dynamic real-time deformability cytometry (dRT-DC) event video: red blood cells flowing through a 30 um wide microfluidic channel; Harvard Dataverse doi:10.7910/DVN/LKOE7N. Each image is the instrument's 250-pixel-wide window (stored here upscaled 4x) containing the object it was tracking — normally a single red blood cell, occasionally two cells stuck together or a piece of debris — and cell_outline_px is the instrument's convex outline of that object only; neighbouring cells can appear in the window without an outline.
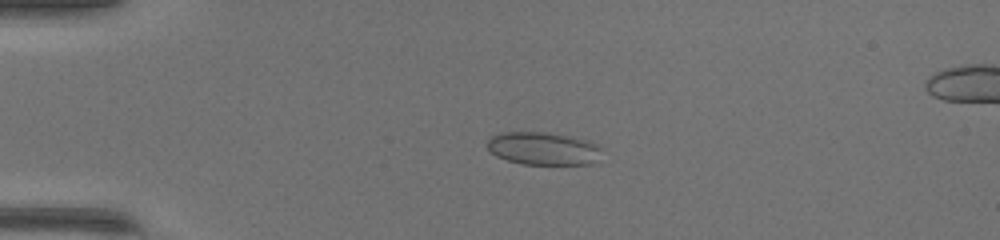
{"species": "common noctule bat (a hibernating species)", "species_latin": "Nyctalus noctula", "temperature_condition": "warm", "stored_images_in_passage": 50, "camera_frame_rate_fps": 3000, "um_per_image_px": 0.085, "animal": {"sex": "female", "body_mass_g": 17.0, "forearm_length_mm": 48.0}, "frame": {"image": 1, "passage_image": 13, "time_ms": 4.0, "image_size_px": [1000, 240], "cell_outline_px": [[604, 148], [592, 164], [524, 164], [508, 160], [496, 156], [488, 148], [488, 140], [492, 136], [504, 132], [540, 132], [588, 140]], "centroid_in_image_um": [46.18, 12.63], "position_along_channel_um": 38.8, "area_um2": 21.56}}
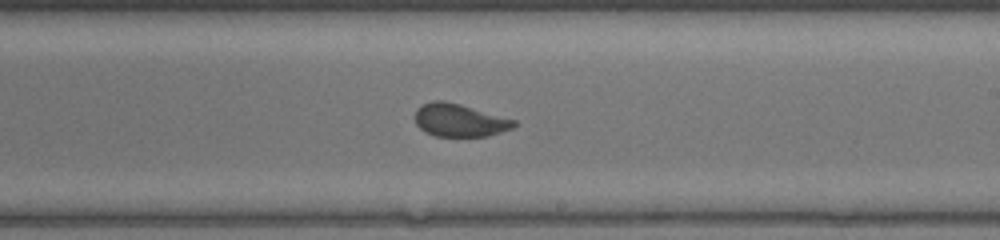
{"frame": {"image": 2, "passage_image": 31, "time_ms": 10.0, "image_size_px": [1000, 240], "cell_outline_px": [[520, 124], [512, 128], [488, 136], [436, 136], [424, 132], [416, 124], [416, 108], [420, 104], [432, 100], [444, 100], [460, 104], [516, 120]], "centroid_in_image_um": [39.05, 10.21], "position_along_channel_um": 249.9, "area_um2": 19.07}}
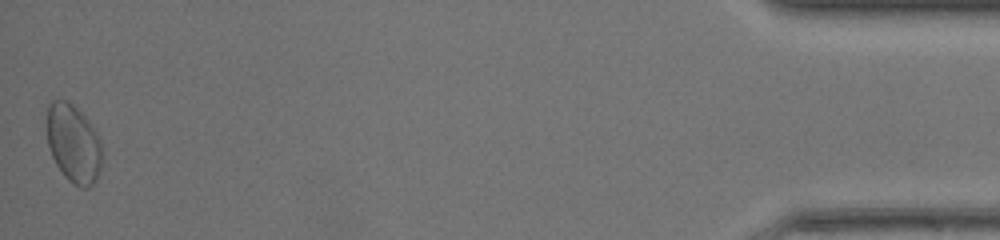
{"frame": {"image": 3, "passage_image": 50, "time_ms": 16.333, "image_size_px": [1000, 240], "cell_outline_px": [[104, 160], [100, 172], [96, 180], [88, 188], [80, 188], [68, 180], [64, 176], [56, 164], [52, 156], [48, 144], [44, 124], [48, 104], [52, 100], [68, 100], [88, 120], [96, 132], [100, 140]], "centroid_in_image_um": [6.23, 12.2], "position_along_channel_um": 429.0, "area_um2": 25.89}, "authors_computed_cell_mechanics": {"area_um2": 19.8254, "velocity_mm_per_s": 4.2576, "shape_relaxation_time_tau1_ms": 7.7353, "shape_relaxation_time_tau2_ms": 0.5061, "deformation_change_tau1": 0.177, "deformation_change_tau2": 0.0569}}